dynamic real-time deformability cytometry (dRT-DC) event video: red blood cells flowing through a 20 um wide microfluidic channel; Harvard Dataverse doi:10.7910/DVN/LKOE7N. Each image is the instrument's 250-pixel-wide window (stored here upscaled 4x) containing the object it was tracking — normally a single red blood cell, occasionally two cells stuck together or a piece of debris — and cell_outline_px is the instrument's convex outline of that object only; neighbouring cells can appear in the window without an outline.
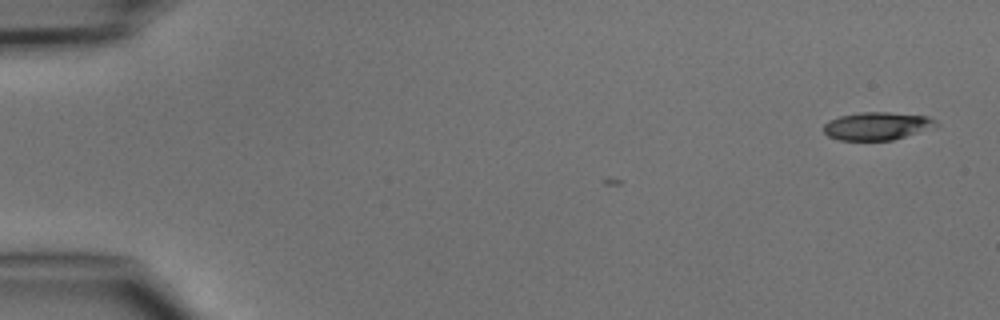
{"species": "common noctule bat (a hibernating species)", "species_latin": "Nyctalus noctula", "temperature_condition": "cold", "stored_images_in_passage": 3, "camera_frame_rate_fps": 3000, "um_per_image_px": 0.085, "animal": {"sex": "male", "body_mass_g": 15.6}, "frame": {"image": 1, "passage_image": 1, "time_ms": 0.0, "image_size_px": [1000, 320], "cell_outline_px": [[940, 124], [936, 128], [892, 140], [840, 140], [828, 136], [824, 132], [824, 124], [828, 120], [840, 116], [860, 112], [888, 112], [928, 116], [936, 120]], "centroid_in_image_um": [74.6, 10.71], "position_along_channel_um": 10.4, "area_um2": 18.5}}
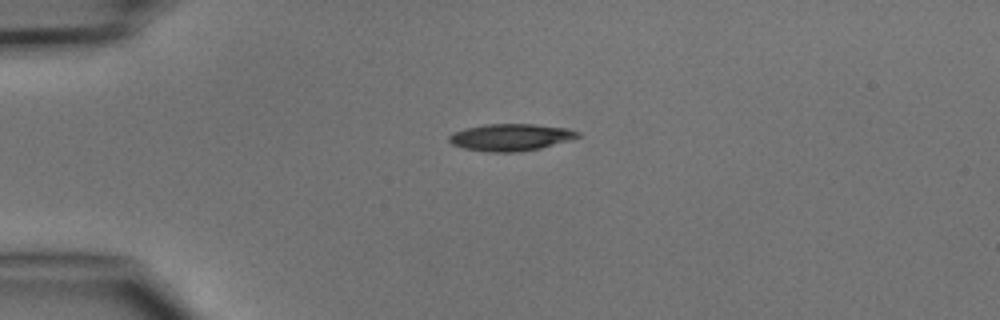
{"frame": {"image": 2, "passage_image": 3, "time_ms": 3.333, "image_size_px": [1000, 320], "cell_outline_px": [[580, 136], [568, 140], [540, 148], [516, 152], [488, 152], [464, 148], [452, 144], [448, 140], [448, 136], [452, 132], [464, 128], [484, 124], [536, 124], [568, 128], [580, 132]], "centroid_in_image_um": [43.37, 11.66], "position_along_channel_um": 41.6, "area_um2": 20.29}}